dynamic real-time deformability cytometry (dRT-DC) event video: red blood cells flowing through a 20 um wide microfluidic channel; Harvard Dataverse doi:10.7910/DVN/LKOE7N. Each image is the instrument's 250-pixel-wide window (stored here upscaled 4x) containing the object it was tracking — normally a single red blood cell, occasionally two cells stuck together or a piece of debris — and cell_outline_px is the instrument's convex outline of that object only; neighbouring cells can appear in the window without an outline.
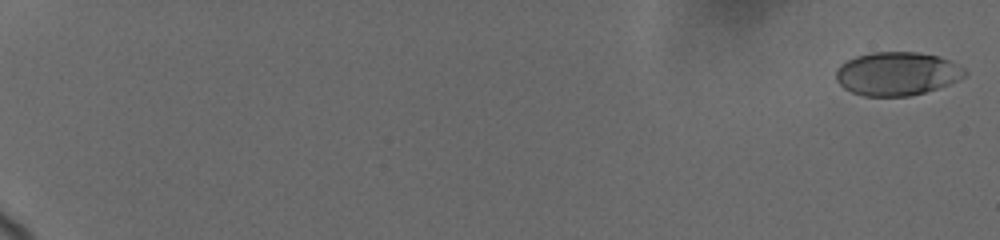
{"species": "human", "species_latin": "Homo sapiens", "temperature_condition": "cold", "stored_images_in_passage": 30, "camera_frame_rate_fps": 3000, "um_per_image_px": 0.085, "donor": {"sex": "female"}, "frame": {"image": 1, "passage_image": 1, "time_ms": 0.0, "image_size_px": [1000, 240], "cell_outline_px": [[968, 72], [964, 76], [948, 84], [924, 92], [908, 96], [864, 96], [852, 92], [844, 88], [836, 80], [836, 68], [840, 64], [856, 56], [872, 52], [916, 52], [940, 56], [964, 68]], "centroid_in_image_um": [76.22, 6.25], "position_along_channel_um": 8.8, "area_um2": 32.48}}
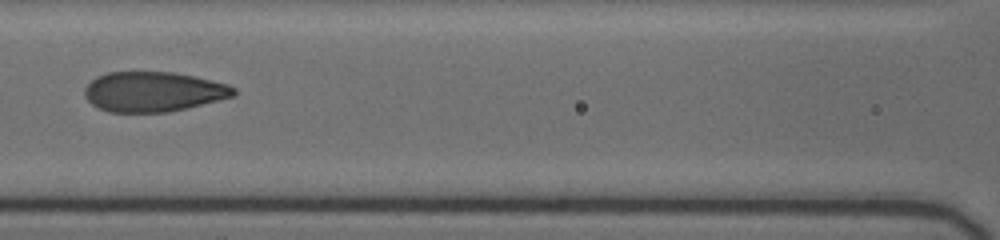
{"frame": {"image": 2, "passage_image": 12, "time_ms": 10.0, "image_size_px": [1000, 240], "cell_outline_px": [[236, 92], [232, 96], [188, 108], [168, 112], [108, 112], [92, 104], [84, 96], [84, 88], [96, 76], [108, 72], [172, 72], [192, 76], [228, 84], [236, 88]], "centroid_in_image_um": [13.0, 7.79], "position_along_channel_um": 153.6, "area_um2": 34.56}}
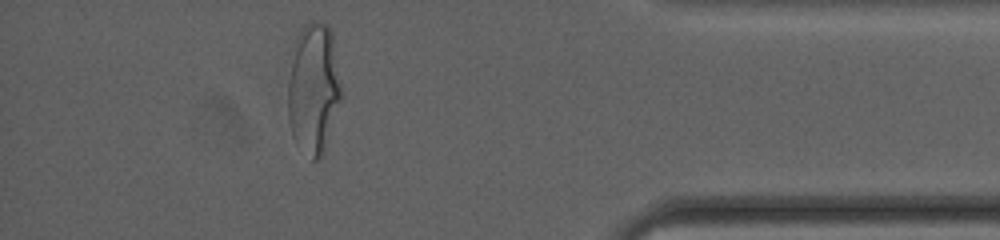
{"frame": {"image": 3, "passage_image": 26, "time_ms": 17.667, "image_size_px": [1000, 240], "cell_outline_px": [[340, 96], [320, 156], [316, 160], [312, 160], [292, 136], [288, 120], [288, 80], [296, 36], [304, 24], [312, 20], [328, 24], [332, 32], [340, 84]], "centroid_in_image_um": [26.6, 7.41], "position_along_channel_um": 408.6, "area_um2": 39.42}, "authors_computed_cell_mechanics": {"area_um2": 34.9401, "velocity_mm_per_s": 3.6888, "shape_relaxation_time_tau1_ms": 4.6725, "shape_relaxation_time_tau2_ms": null, "deformation_change_tau1": 0.1658, "deformation_change_tau2": null}}